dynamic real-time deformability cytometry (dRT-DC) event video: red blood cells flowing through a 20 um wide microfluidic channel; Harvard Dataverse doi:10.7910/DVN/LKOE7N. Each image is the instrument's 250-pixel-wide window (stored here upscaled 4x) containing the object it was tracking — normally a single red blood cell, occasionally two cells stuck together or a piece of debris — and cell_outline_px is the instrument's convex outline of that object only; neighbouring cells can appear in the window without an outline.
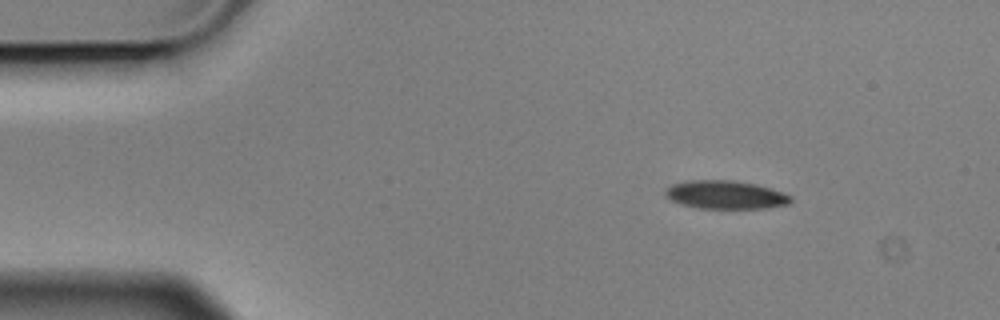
{"species": "Egyptian fruit bat (a non-hibernating species)", "species_latin": "Rousettus aegyptiacus", "temperature_condition": "cold", "stored_images_in_passage": 4, "camera_frame_rate_fps": 3000, "um_per_image_px": 0.085, "animal": {"sex": "male"}, "frame": {"image": 1, "passage_image": 1, "time_ms": 0.0, "image_size_px": [1000, 320], "cell_outline_px": [[792, 200], [788, 204], [764, 208], [696, 208], [680, 204], [664, 196], [664, 188], [672, 184], [688, 180], [736, 180], [756, 184], [772, 188], [784, 192], [792, 196]], "centroid_in_image_um": [61.65, 16.54], "position_along_channel_um": 23.4, "area_um2": 20.98}}
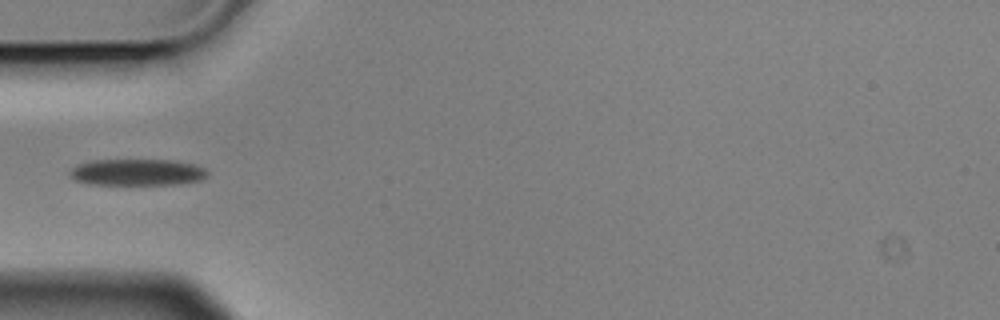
{"frame": {"image": 2, "passage_image": 4, "time_ms": 1.0, "image_size_px": [1000, 320], "cell_outline_px": [[208, 176], [200, 180], [180, 184], [92, 184], [76, 180], [68, 172], [76, 164], [92, 160], [176, 160], [192, 164], [204, 168], [208, 172]], "centroid_in_image_um": [11.68, 14.63], "position_along_channel_um": 73.3, "area_um2": 21.21}}